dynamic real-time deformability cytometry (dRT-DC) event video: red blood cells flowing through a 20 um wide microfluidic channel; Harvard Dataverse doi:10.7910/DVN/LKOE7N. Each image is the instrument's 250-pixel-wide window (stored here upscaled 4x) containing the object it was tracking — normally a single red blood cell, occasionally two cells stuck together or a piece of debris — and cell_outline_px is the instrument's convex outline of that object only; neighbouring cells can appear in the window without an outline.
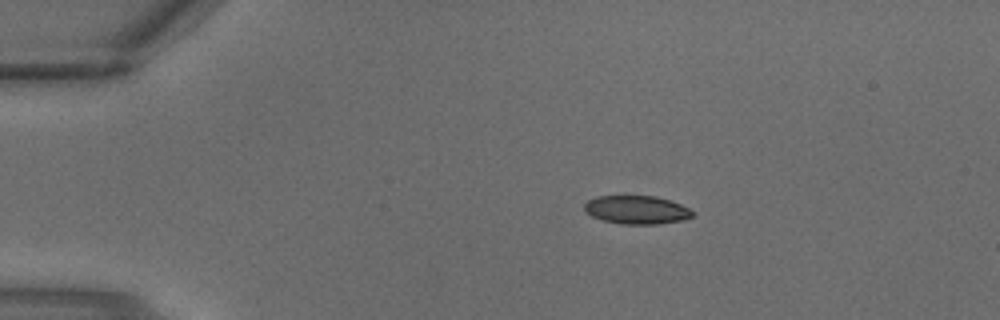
{"species": "common noctule bat (a hibernating species)", "species_latin": "Nyctalus noctula", "temperature_condition": "warm", "stored_images_in_passage": 3, "camera_frame_rate_fps": 3000, "um_per_image_px": 0.085, "animal": {"sex": "male", "body_mass_g": 18.8}, "frame": {"image": 1, "passage_image": 2, "time_ms": 0.333, "image_size_px": [1000, 320], "cell_outline_px": [[692, 216], [684, 220], [660, 224], [620, 224], [604, 220], [592, 216], [584, 208], [584, 204], [588, 200], [596, 196], [656, 196], [680, 204], [688, 208], [692, 212]], "centroid_in_image_um": [54.11, 17.84], "position_along_channel_um": 30.9, "area_um2": 17.74}}